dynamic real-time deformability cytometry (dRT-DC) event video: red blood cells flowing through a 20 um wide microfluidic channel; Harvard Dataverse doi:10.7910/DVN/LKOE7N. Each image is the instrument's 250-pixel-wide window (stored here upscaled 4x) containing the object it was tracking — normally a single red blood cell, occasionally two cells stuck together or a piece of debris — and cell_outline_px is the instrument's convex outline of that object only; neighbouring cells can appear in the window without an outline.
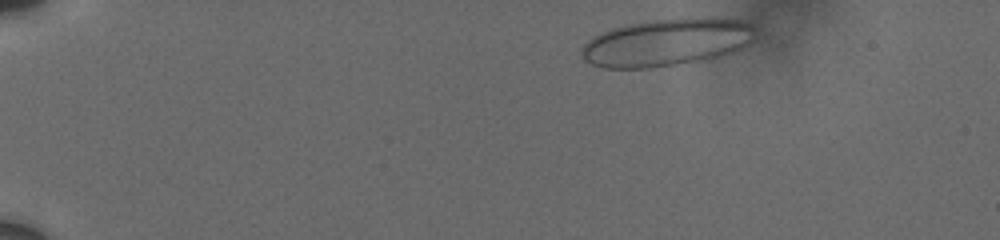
{"species": "human", "species_latin": "Homo sapiens", "temperature_condition": "cold", "stored_images_in_passage": 7, "camera_frame_rate_fps": 3000, "um_per_image_px": 0.085, "donor": {"sex": "male"}, "frame": {"image": 1, "passage_image": 1, "time_ms": 0.0, "image_size_px": [1000, 240], "cell_outline_px": [[752, 40], [748, 44], [732, 52], [716, 56], [676, 64], [648, 68], [604, 68], [592, 64], [584, 60], [580, 56], [580, 48], [588, 40], [612, 28], [624, 24], [652, 20], [744, 20], [752, 28]], "centroid_in_image_um": [56.53, 3.64], "position_along_channel_um": 28.5, "area_um2": 46.47}}
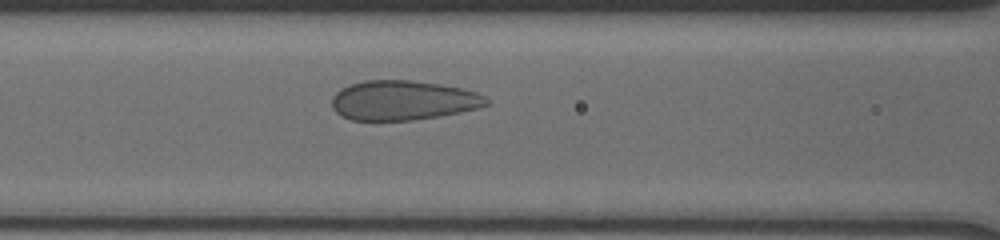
{"frame": {"image": 2, "passage_image": 7, "time_ms": 5.667, "image_size_px": [1000, 240], "cell_outline_px": [[488, 104], [480, 108], [460, 112], [412, 120], [352, 120], [340, 116], [332, 108], [332, 96], [340, 88], [348, 84], [364, 80], [408, 80], [440, 84], [460, 88], [476, 92], [484, 96], [488, 100]], "centroid_in_image_um": [34.21, 8.52], "position_along_channel_um": 132.4, "area_um2": 35.72}}